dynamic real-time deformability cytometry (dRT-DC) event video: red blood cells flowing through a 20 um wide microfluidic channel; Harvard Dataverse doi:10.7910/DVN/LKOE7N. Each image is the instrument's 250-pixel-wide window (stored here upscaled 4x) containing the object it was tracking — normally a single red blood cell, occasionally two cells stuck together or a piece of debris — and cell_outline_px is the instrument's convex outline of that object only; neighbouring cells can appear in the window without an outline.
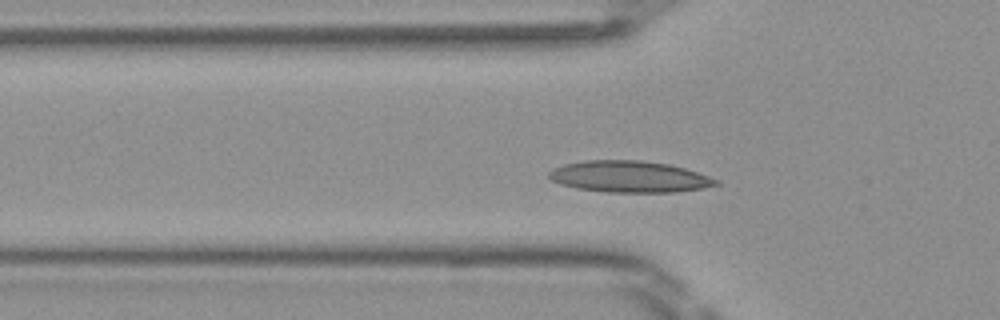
{"species": "Egyptian fruit bat (a non-hibernating species)", "species_latin": "Rousettus aegyptiacus", "temperature_condition": "room temperature", "stored_images_in_passage": 40, "camera_frame_rate_fps": 3000, "um_per_image_px": 0.085, "frame": {"image": 1, "passage_image": 10, "time_ms": 3.0, "image_size_px": [1000, 320], "cell_outline_px": [[704, 184], [692, 188], [588, 188], [576, 184], [576, 164], [656, 164], [676, 168], [700, 176]], "centroid_in_image_um": [53.94, 15.01], "position_along_channel_um": 71.9, "area_um2": 19.71}}
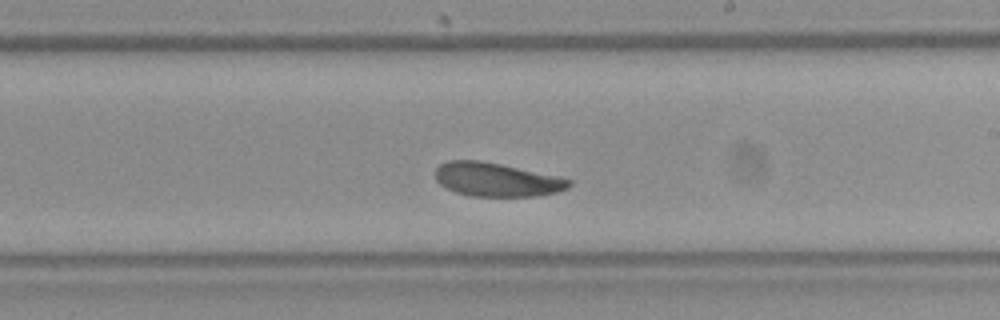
{"frame": {"image": 2, "passage_image": 23, "time_ms": 7.333, "image_size_px": [1000, 320], "cell_outline_px": [[568, 184], [560, 188], [544, 192], [464, 192], [456, 188], [440, 168], [448, 164], [488, 164], [508, 168], [564, 180]], "centroid_in_image_um": [42.34, 15.24], "position_along_channel_um": 246.7, "area_um2": 18.61}}
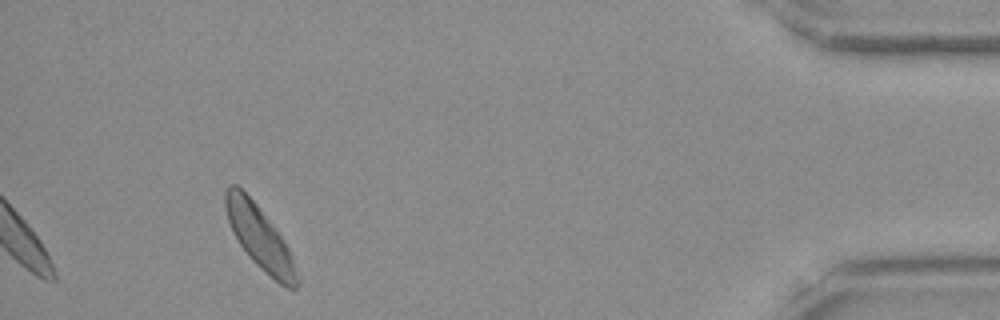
{"frame": {"image": 3, "passage_image": 40, "time_ms": 13.0, "image_size_px": [1000, 320], "cell_outline_px": [[284, 252], [280, 280], [272, 276], [244, 248], [228, 216], [228, 200], [240, 188], [248, 196], [280, 240], [284, 248]], "centroid_in_image_um": [21.76, 19.85], "position_along_channel_um": 413.4, "area_um2": 18.21}}